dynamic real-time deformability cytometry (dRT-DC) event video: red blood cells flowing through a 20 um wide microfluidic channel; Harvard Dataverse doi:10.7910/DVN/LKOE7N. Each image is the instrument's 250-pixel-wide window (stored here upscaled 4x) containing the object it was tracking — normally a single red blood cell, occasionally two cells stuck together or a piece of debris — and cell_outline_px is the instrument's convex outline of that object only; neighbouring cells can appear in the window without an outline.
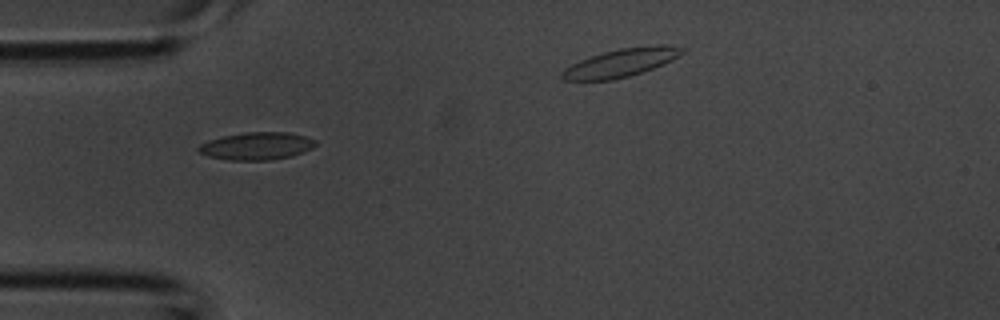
{"species": "common noctule bat (a hibernating species)", "species_latin": "Nyctalus noctula", "temperature_condition": "room temperature", "stored_images_in_passage": 3, "camera_frame_rate_fps": 3000, "um_per_image_px": 0.085, "animal": {"sex": "male", "body_mass_g": 20.1, "forearm_length_mm": 53.5}, "frame": {"image": 1, "passage_image": 2, "time_ms": 0.333, "image_size_px": [1000, 320], "cell_outline_px": [[316, 144], [312, 148], [304, 152], [292, 156], [272, 160], [228, 160], [208, 156], [200, 152], [196, 148], [200, 144], [208, 140], [224, 136], [244, 132], [288, 132], [304, 136], [316, 140]], "centroid_in_image_um": [21.82, 12.41], "position_along_channel_um": 63.2, "area_um2": 18.84}}